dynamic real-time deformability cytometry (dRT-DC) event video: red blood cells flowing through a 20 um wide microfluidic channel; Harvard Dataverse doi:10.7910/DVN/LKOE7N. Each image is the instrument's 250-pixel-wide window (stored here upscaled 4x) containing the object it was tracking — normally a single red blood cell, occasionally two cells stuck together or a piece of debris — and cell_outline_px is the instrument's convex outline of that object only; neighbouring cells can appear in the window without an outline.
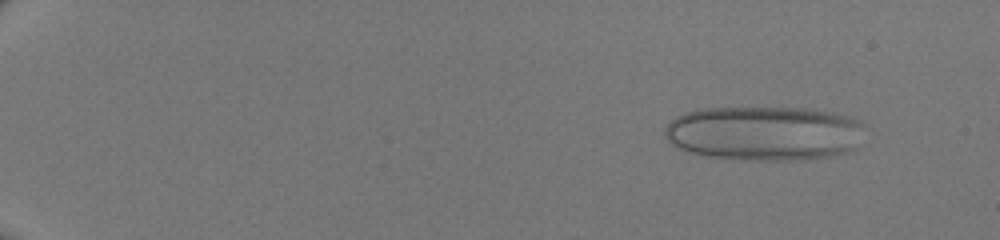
{"species": "human", "species_latin": "Homo sapiens", "temperature_condition": "room temperature", "stored_images_in_passage": 50, "camera_frame_rate_fps": 3000, "um_per_image_px": 0.085, "donor": {"sex": "male"}, "frame": {"image": 1, "passage_image": 6, "time_ms": 1.667, "image_size_px": [1000, 240], "cell_outline_px": [[868, 124], [856, 148], [844, 152], [824, 156], [784, 160], [744, 160], [708, 156], [676, 148], [664, 136], [664, 128], [676, 116], [684, 112], [704, 108], [804, 108], [832, 112], [852, 116]], "centroid_in_image_um": [64.98, 11.31], "position_along_channel_um": 20.0, "area_um2": 63.81}}
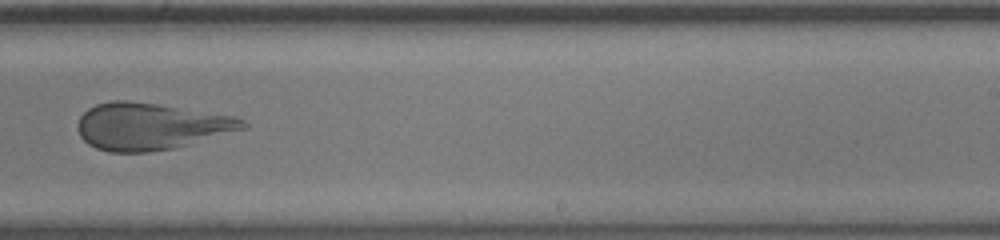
{"frame": {"image": 2, "passage_image": 35, "time_ms": 11.333, "image_size_px": [1000, 240], "cell_outline_px": [[248, 128], [188, 144], [172, 148], [148, 152], [108, 152], [96, 148], [88, 144], [80, 136], [76, 124], [80, 116], [88, 108], [96, 104], [108, 100], [128, 100], [156, 104], [236, 116], [244, 120], [248, 124]], "centroid_in_image_um": [12.78, 10.73], "position_along_channel_um": 276.2, "area_um2": 45.14}}
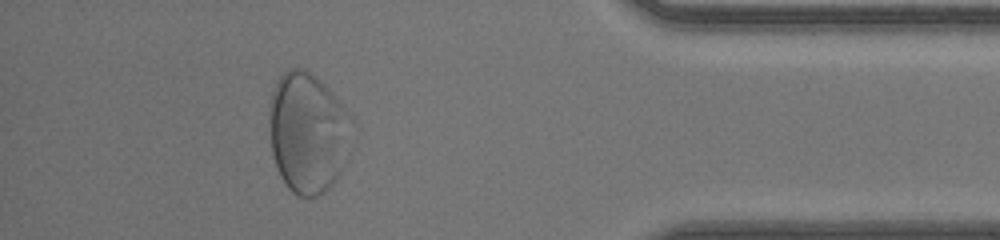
{"frame": {"image": 3, "passage_image": 46, "time_ms": 15.0, "image_size_px": [1000, 240], "cell_outline_px": [[356, 136], [348, 156], [336, 180], [324, 192], [316, 196], [300, 196], [292, 192], [288, 188], [280, 176], [276, 168], [272, 152], [268, 132], [268, 104], [272, 92], [280, 76], [288, 68], [304, 68], [316, 76], [356, 116]], "centroid_in_image_um": [26.23, 11.25], "position_along_channel_um": 409.0, "area_um2": 60.23}}